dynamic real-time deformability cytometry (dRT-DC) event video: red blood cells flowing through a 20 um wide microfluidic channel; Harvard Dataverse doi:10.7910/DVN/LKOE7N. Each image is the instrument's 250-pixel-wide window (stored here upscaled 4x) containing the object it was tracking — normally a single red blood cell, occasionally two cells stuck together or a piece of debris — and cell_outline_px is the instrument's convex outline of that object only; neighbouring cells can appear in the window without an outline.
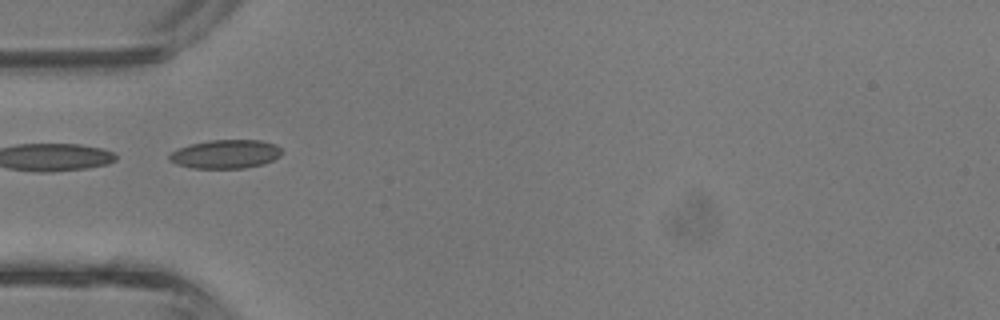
{"species": "common noctule bat (a hibernating species)", "species_latin": "Nyctalus noctula", "temperature_condition": "room temperature", "stored_images_in_passage": 5, "camera_frame_rate_fps": 3000, "um_per_image_px": 0.085, "animal": {"sex": "male", "body_mass_g": 13.3}, "frame": {"image": 1, "passage_image": 4, "time_ms": 1.0, "image_size_px": [1000, 320], "cell_outline_px": [[284, 152], [280, 156], [264, 164], [244, 168], [192, 168], [176, 164], [168, 160], [168, 156], [172, 152], [188, 144], [208, 140], [260, 140], [276, 144]], "centroid_in_image_um": [19.18, 13.09], "position_along_channel_um": 65.8, "area_um2": 18.96}}
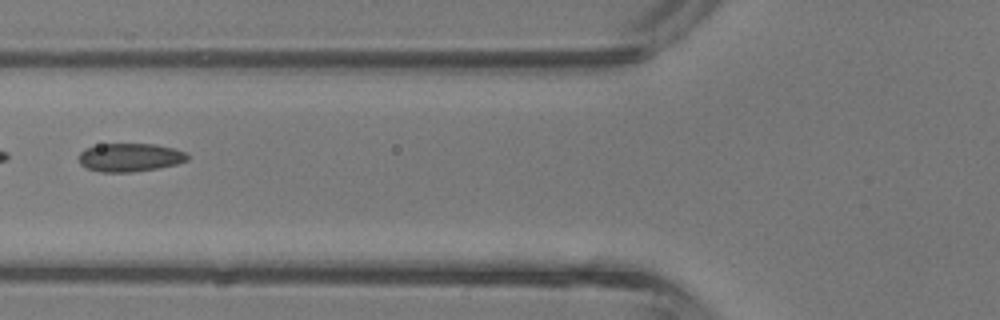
{"frame": {"image": 2, "passage_image": 5, "time_ms": 1.333, "image_size_px": [1000, 320], "cell_outline_px": [[188, 160], [176, 164], [160, 168], [132, 172], [100, 172], [88, 168], [80, 164], [76, 156], [84, 148], [100, 144], [156, 144], [172, 148], [184, 152], [188, 156]], "centroid_in_image_um": [10.99, 13.38], "position_along_channel_um": 114.8, "area_um2": 18.09}}